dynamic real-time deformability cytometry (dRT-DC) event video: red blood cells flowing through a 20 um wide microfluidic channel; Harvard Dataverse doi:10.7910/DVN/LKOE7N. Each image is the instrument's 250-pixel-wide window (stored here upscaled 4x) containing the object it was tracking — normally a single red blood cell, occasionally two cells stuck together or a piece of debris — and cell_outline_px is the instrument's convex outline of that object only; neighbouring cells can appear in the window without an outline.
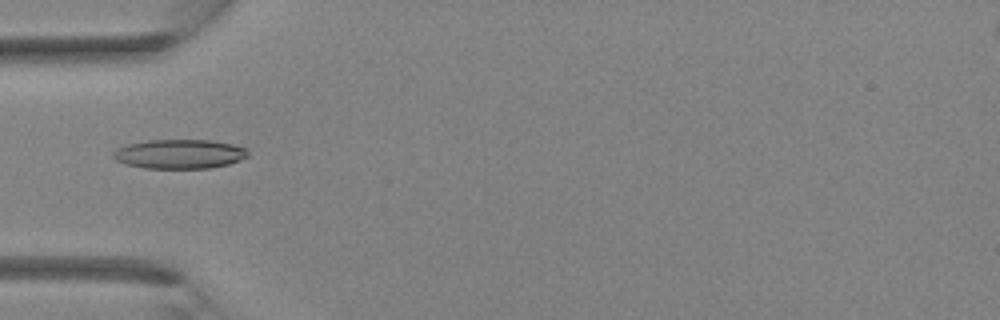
{"species": "Egyptian fruit bat (a non-hibernating species)", "species_latin": "Rousettus aegyptiacus", "temperature_condition": "room temperature", "stored_images_in_passage": 30, "camera_frame_rate_fps": 3000, "um_per_image_px": 0.085, "animal": {"sex": "female"}, "frame": {"image": 1, "passage_image": 6, "time_ms": 1.667, "image_size_px": [1000, 320], "cell_outline_px": [[248, 156], [240, 160], [228, 164], [212, 168], [144, 168], [124, 164], [116, 160], [112, 156], [112, 152], [116, 148], [128, 144], [148, 140], [212, 140], [232, 144], [248, 148]], "centroid_in_image_um": [15.25, 13.09], "position_along_channel_um": 69.8, "area_um2": 23.18}}
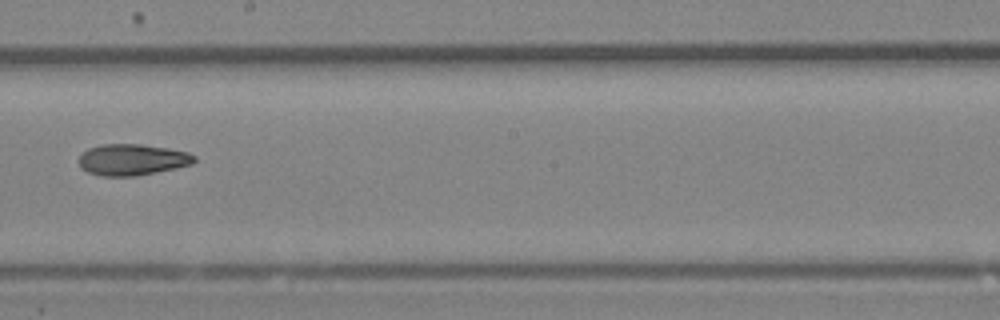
{"frame": {"image": 2, "passage_image": 15, "time_ms": 4.667, "image_size_px": [1000, 320], "cell_outline_px": [[196, 160], [192, 164], [176, 168], [136, 176], [100, 176], [88, 172], [80, 168], [80, 156], [88, 148], [104, 144], [140, 144], [168, 148], [188, 152], [196, 156]], "centroid_in_image_um": [11.25, 13.57], "position_along_channel_um": 236.9, "area_um2": 21.04}}
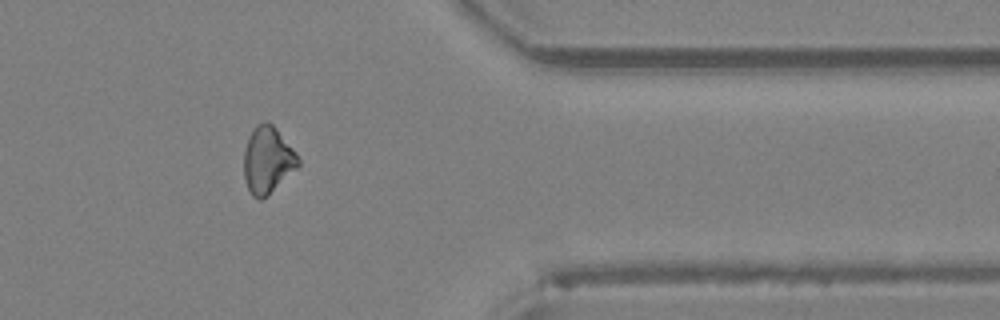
{"frame": {"image": 3, "passage_image": 24, "time_ms": 7.667, "image_size_px": [1000, 320], "cell_outline_px": [[300, 164], [268, 196], [260, 200], [252, 196], [244, 180], [244, 148], [248, 136], [252, 128], [256, 124], [268, 120], [276, 128], [296, 152], [300, 160]], "centroid_in_image_um": [22.72, 13.59], "position_along_channel_um": 388.7, "area_um2": 21.33}}